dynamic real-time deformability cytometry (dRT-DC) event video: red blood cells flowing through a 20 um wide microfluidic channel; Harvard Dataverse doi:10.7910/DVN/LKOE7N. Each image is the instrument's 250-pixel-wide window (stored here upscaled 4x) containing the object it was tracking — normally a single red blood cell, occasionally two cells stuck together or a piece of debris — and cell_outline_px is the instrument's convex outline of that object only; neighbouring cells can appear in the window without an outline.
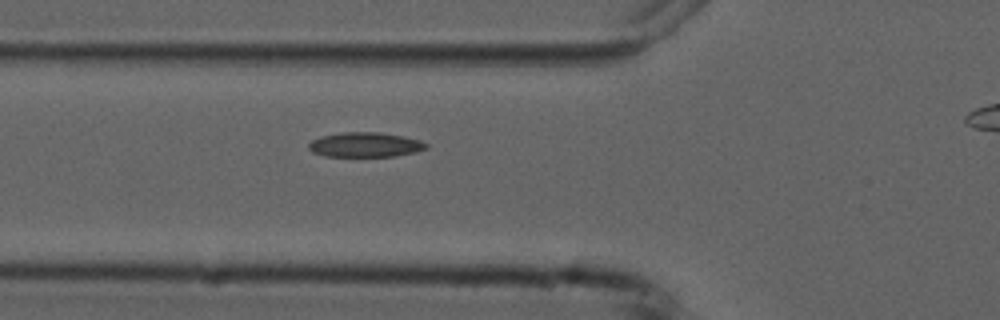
{"species": "common noctule bat (a hibernating species)", "species_latin": "Nyctalus noctula", "temperature_condition": "cold", "stored_images_in_passage": 6, "camera_frame_rate_fps": 3000, "um_per_image_px": 0.085, "animal": {"sex": "male", "forearm_length_mm": 52.5}, "frame": {"image": 1, "passage_image": 6, "time_ms": 6.333, "image_size_px": [1000, 320], "cell_outline_px": [[428, 148], [416, 152], [396, 156], [324, 156], [312, 152], [308, 148], [308, 144], [312, 140], [320, 136], [340, 132], [380, 132], [404, 136], [420, 140], [428, 144]], "centroid_in_image_um": [31.04, 12.29], "position_along_channel_um": 94.8, "area_um2": 17.11}}